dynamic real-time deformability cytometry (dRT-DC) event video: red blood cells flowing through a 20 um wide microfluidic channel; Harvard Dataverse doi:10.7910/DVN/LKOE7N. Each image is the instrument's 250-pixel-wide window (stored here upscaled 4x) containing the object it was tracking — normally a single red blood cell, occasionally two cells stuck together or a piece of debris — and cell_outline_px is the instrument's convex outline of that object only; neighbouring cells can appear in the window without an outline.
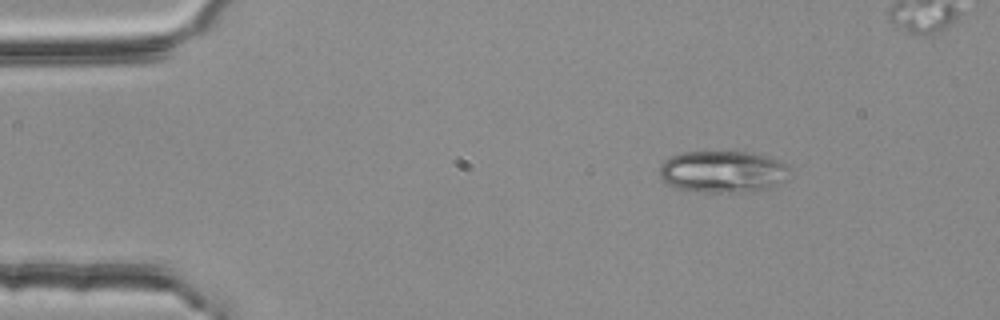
{"species": "common noctule bat (a hibernating species)", "species_latin": "Nyctalus noctula", "temperature_condition": "room temperature", "stored_images_in_passage": 48, "camera_frame_rate_fps": 3000, "um_per_image_px": 0.085, "animal": {"sex": "female", "body_mass_g": 25.1}, "frame": {"image": 1, "passage_image": 1, "time_ms": 0.0, "image_size_px": [1000, 320], "cell_outline_px": [[792, 168], [768, 188], [752, 192], [704, 192], [676, 188], [660, 180], [660, 164], [664, 160], [672, 156], [684, 152], [748, 152], [764, 156], [788, 164]], "centroid_in_image_um": [61.35, 14.59], "position_along_channel_um": 23.7, "area_um2": 31.33}}
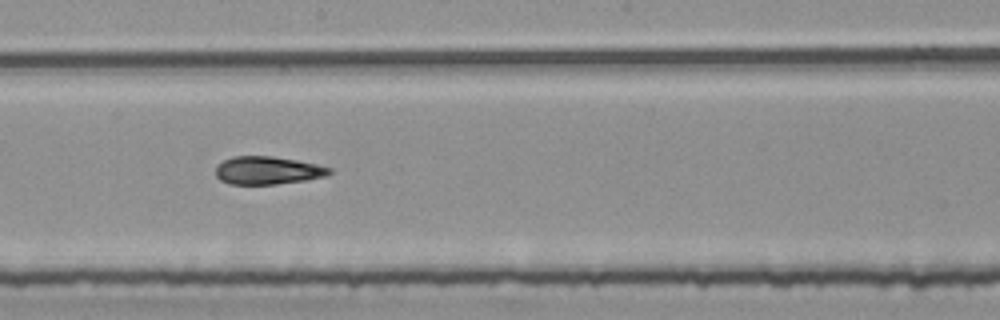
{"frame": {"image": 2, "passage_image": 23, "time_ms": 7.333, "image_size_px": [1000, 320], "cell_outline_px": [[332, 172], [324, 176], [308, 180], [276, 184], [228, 184], [220, 180], [216, 176], [216, 168], [224, 160], [232, 156], [272, 156], [296, 160], [316, 164], [332, 168]], "centroid_in_image_um": [22.75, 14.49], "position_along_channel_um": 225.4, "area_um2": 18.5}}
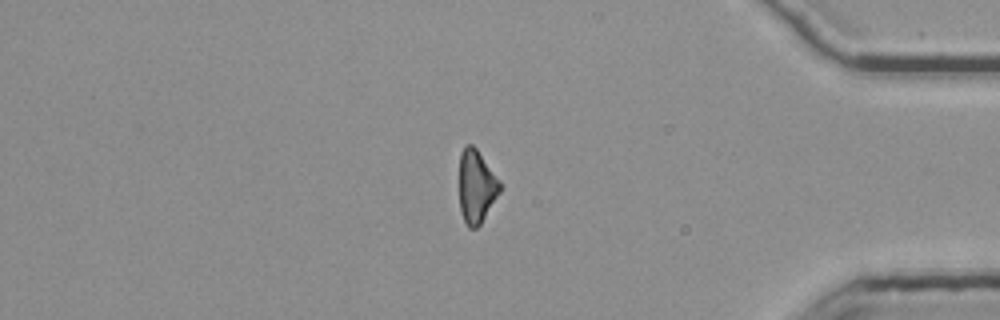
{"frame": {"image": 3, "passage_image": 39, "time_ms": 12.667, "image_size_px": [1000, 320], "cell_outline_px": [[500, 192], [480, 224], [476, 228], [468, 228], [460, 212], [460, 152], [468, 144], [472, 144], [476, 148], [500, 180]], "centroid_in_image_um": [40.49, 15.86], "position_along_channel_um": 394.7, "area_um2": 17.11}, "authors_computed_cell_mechanics": {"area_um2": 18.8717, "velocity_mm_per_s": 3.7768, "shape_relaxation_time_tau1_ms": 9.9852, "shape_relaxation_time_tau2_ms": 4.6877, "deformation_change_tau1": 0.2586, "deformation_change_tau2": 0.1389}}